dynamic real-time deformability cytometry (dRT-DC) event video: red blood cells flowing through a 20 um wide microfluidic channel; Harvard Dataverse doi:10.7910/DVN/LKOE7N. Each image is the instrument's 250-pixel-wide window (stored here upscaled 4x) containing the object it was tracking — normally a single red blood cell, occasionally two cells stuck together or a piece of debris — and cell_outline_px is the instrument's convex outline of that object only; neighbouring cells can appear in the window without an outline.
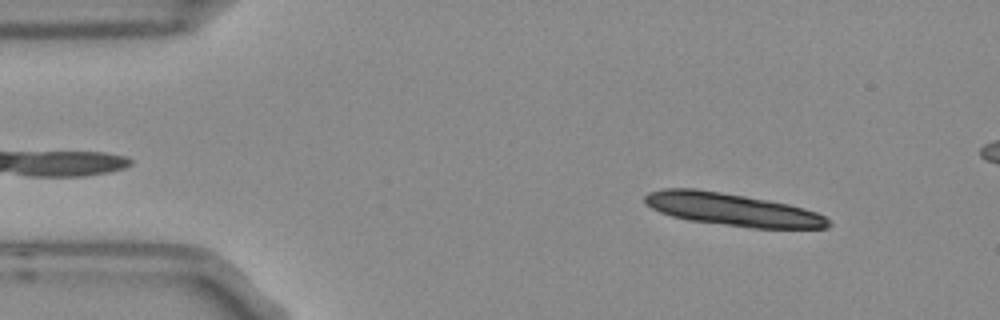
{"species": "Egyptian fruit bat (a non-hibernating species)", "species_latin": "Rousettus aegyptiacus", "temperature_condition": "room temperature", "stored_images_in_passage": 4, "segment_of_instrument_passage": [1, 2], "camera_frame_rate_fps": 3000, "um_per_image_px": 0.085, "frame": {"image": 1, "passage_image": 1, "time_ms": 0.0, "image_size_px": [1000, 320], "cell_outline_px": [[832, 224], [828, 228], [748, 228], [688, 220], [672, 216], [660, 212], [652, 208], [644, 200], [644, 196], [648, 192], [664, 188], [696, 188], [768, 200], [788, 204], [804, 208], [816, 212], [824, 216]], "centroid_in_image_um": [62.24, 17.81], "position_along_channel_um": 22.8, "area_um2": 34.85}}